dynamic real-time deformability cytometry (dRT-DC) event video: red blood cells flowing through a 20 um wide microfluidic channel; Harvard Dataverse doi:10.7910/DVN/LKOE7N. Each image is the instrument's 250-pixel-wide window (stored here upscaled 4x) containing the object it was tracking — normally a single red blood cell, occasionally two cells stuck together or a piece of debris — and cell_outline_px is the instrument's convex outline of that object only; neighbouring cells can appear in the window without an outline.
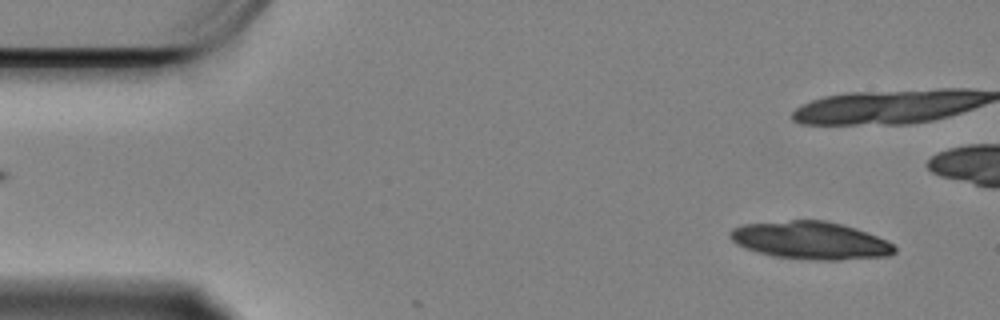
{"species": "Egyptian fruit bat (a non-hibernating species)", "species_latin": "Rousettus aegyptiacus", "temperature_condition": "cold", "stored_images_in_passage": 6, "camera_frame_rate_fps": 3000, "um_per_image_px": 0.085, "animal": {"sex": "female"}, "frame": {"image": 1, "passage_image": 3, "time_ms": 0.667, "image_size_px": [1000, 320], "cell_outline_px": [[896, 252], [888, 256], [840, 260], [816, 260], [772, 256], [756, 252], [744, 248], [736, 244], [728, 236], [728, 232], [732, 228], [740, 224], [788, 220], [824, 220], [856, 228], [888, 240], [896, 248]], "centroid_in_image_um": [68.86, 20.43], "position_along_channel_um": 16.1, "area_um2": 36.47}}